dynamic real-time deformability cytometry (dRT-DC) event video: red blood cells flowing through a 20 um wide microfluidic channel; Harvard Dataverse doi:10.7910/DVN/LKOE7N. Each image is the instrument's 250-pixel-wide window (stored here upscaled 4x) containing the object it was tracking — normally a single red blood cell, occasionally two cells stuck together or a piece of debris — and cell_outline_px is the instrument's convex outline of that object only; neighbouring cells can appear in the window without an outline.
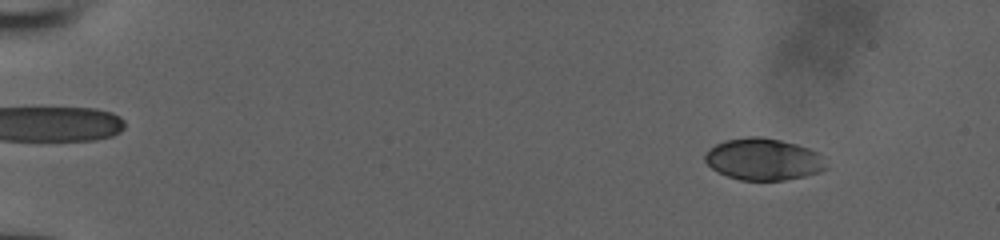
{"species": "human", "species_latin": "Homo sapiens", "temperature_condition": "room temperature", "stored_images_in_passage": 54, "camera_frame_rate_fps": 3000, "um_per_image_px": 0.085, "donor": {"sex": "male"}, "frame": {"image": 1, "passage_image": 8, "time_ms": 2.333, "image_size_px": [1000, 240], "cell_outline_px": [[828, 168], [820, 172], [804, 176], [784, 180], [740, 180], [728, 176], [712, 168], [704, 160], [704, 152], [708, 148], [724, 140], [748, 136], [760, 136], [780, 140], [796, 144], [808, 148], [816, 152], [820, 156]], "centroid_in_image_um": [64.85, 13.53], "position_along_channel_um": 20.1, "area_um2": 29.48}}
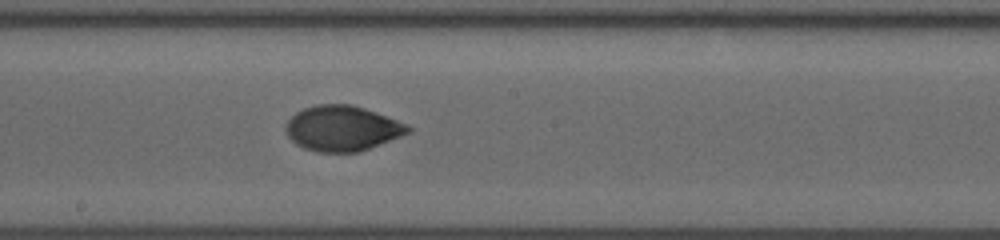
{"frame": {"image": 2, "passage_image": 33, "time_ms": 10.667, "image_size_px": [1000, 240], "cell_outline_px": [[412, 132], [360, 152], [320, 152], [304, 148], [296, 144], [288, 136], [284, 128], [284, 124], [296, 112], [304, 108], [316, 104], [352, 104], [376, 112], [408, 124], [412, 128]], "centroid_in_image_um": [29.1, 10.91], "position_along_channel_um": 219.1, "area_um2": 32.48}}
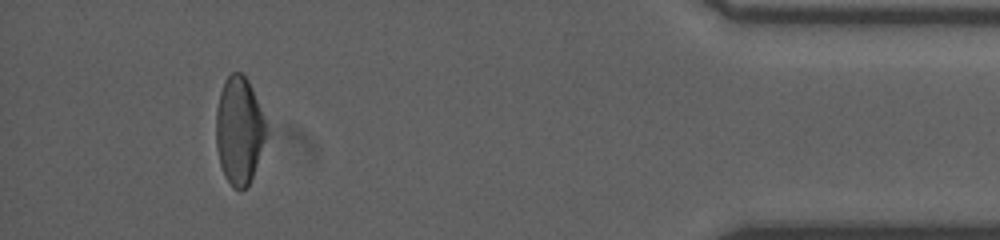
{"frame": {"image": 3, "passage_image": 51, "time_ms": 16.667, "image_size_px": [1000, 240], "cell_outline_px": [[268, 132], [252, 176], [248, 184], [240, 192], [232, 188], [224, 176], [220, 164], [216, 148], [216, 108], [220, 92], [224, 80], [232, 72], [240, 72], [248, 80], [268, 124]], "centroid_in_image_um": [20.32, 11.09], "position_along_channel_um": 414.9, "area_um2": 31.73}}